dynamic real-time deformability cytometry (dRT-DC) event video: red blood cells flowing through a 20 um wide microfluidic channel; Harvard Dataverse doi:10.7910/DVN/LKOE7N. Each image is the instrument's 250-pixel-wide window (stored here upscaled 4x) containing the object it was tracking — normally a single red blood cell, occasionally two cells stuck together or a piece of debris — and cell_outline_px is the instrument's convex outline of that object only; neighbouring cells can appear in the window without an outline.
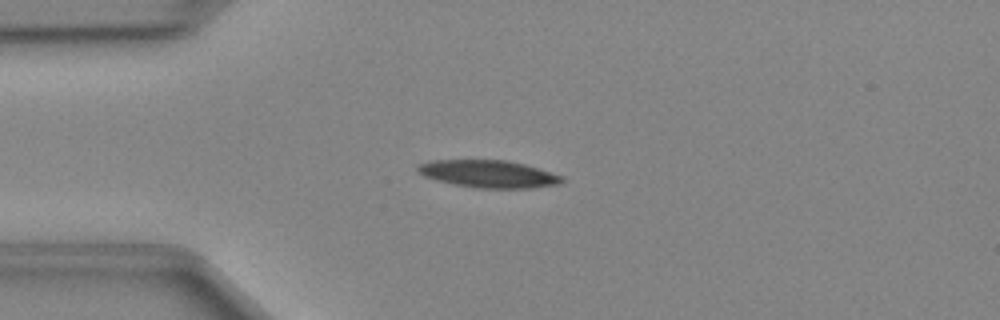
{"species": "Egyptian fruit bat (a non-hibernating species)", "species_latin": "Rousettus aegyptiacus", "temperature_condition": "cold", "stored_images_in_passage": 41, "camera_frame_rate_fps": 3000, "um_per_image_px": 0.085, "animal": {"sex": "female"}, "frame": {"image": 1, "passage_image": 9, "time_ms": 2.667, "image_size_px": [1000, 320], "cell_outline_px": [[564, 180], [560, 184], [532, 188], [476, 188], [436, 180], [424, 176], [416, 168], [420, 164], [428, 160], [508, 160], [524, 164], [564, 176]], "centroid_in_image_um": [41.55, 14.78], "position_along_channel_um": 43.4, "area_um2": 23.0}}
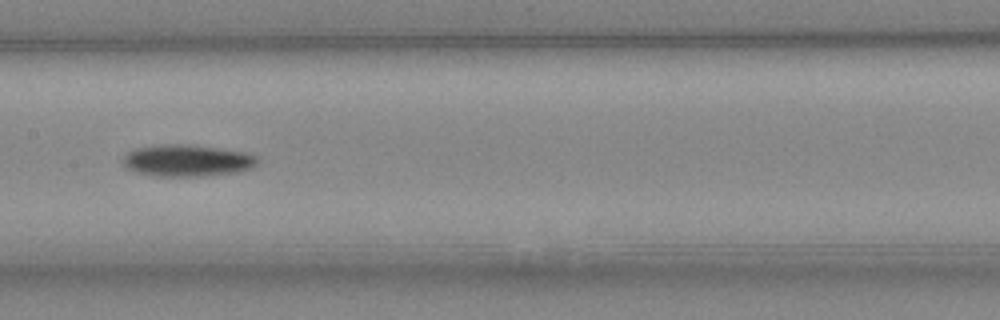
{"frame": {"image": 2, "passage_image": 21, "time_ms": 6.667, "image_size_px": [1000, 320], "cell_outline_px": [[260, 160], [252, 168], [240, 172], [200, 176], [152, 176], [136, 172], [124, 168], [120, 160], [132, 148], [164, 144], [180, 144], [216, 148], [248, 152], [256, 156]], "centroid_in_image_um": [15.87, 13.65], "position_along_channel_um": 191.5, "area_um2": 25.26}}
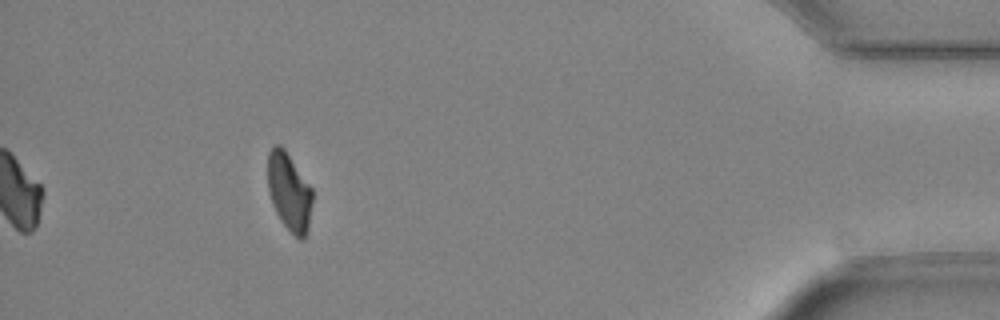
{"frame": {"image": 3, "passage_image": 41, "time_ms": 13.333, "image_size_px": [1000, 320], "cell_outline_px": [[312, 204], [308, 228], [304, 240], [300, 240], [280, 220], [272, 204], [268, 192], [268, 152], [272, 144], [280, 144], [284, 148], [312, 188]], "centroid_in_image_um": [24.57, 16.28], "position_along_channel_um": 410.6, "area_um2": 20.35}}